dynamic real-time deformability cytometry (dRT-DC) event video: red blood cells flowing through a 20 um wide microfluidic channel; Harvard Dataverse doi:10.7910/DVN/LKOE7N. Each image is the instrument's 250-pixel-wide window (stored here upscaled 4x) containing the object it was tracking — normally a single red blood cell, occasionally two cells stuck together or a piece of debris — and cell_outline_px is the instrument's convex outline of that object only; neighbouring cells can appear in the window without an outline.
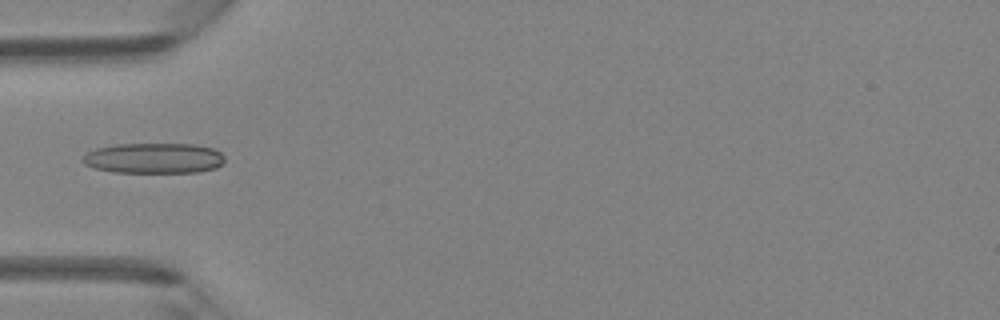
{"species": "Egyptian fruit bat (a non-hibernating species)", "species_latin": "Rousettus aegyptiacus", "temperature_condition": "room temperature", "stored_images_in_passage": 5, "camera_frame_rate_fps": 3000, "um_per_image_px": 0.085, "animal": {"sex": "female"}, "frame": {"image": 1, "passage_image": 5, "time_ms": 4.667, "image_size_px": [1000, 320], "cell_outline_px": [[224, 160], [216, 168], [200, 172], [112, 172], [96, 168], [84, 164], [80, 160], [88, 152], [96, 148], [116, 144], [196, 144], [212, 148], [220, 152], [224, 156]], "centroid_in_image_um": [13.08, 13.44], "position_along_channel_um": 71.9, "area_um2": 25.2}}